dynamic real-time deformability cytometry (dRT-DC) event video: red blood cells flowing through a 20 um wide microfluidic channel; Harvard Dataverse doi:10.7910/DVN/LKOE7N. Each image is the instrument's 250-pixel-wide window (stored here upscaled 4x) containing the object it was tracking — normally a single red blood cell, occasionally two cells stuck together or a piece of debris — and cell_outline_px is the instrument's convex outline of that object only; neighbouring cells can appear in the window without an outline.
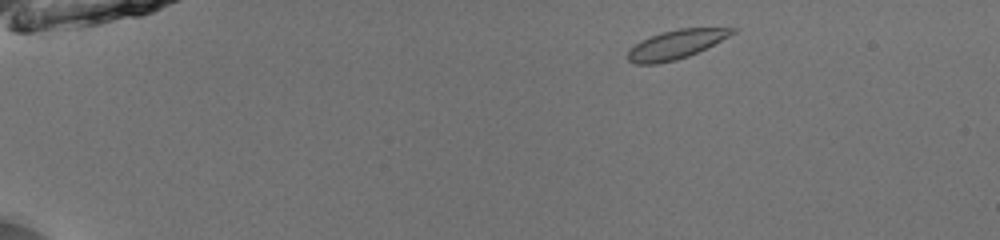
{"species": "common noctule bat (a hibernating species)", "species_latin": "Nyctalus noctula", "temperature_condition": "room temperature", "stored_images_in_passage": 44, "camera_frame_rate_fps": 3000, "um_per_image_px": 0.085, "animal": {"sex": "male", "body_mass_g": 13.0, "forearm_length_mm": 53.1}, "frame": {"image": 1, "passage_image": 1, "time_ms": 0.0, "image_size_px": [1000, 240], "cell_outline_px": [[736, 32], [688, 56], [676, 60], [656, 64], [636, 64], [628, 60], [628, 52], [636, 44], [652, 36], [664, 32], [680, 28], [736, 28]], "centroid_in_image_um": [57.45, 3.79], "position_along_channel_um": 27.6, "area_um2": 16.94}}
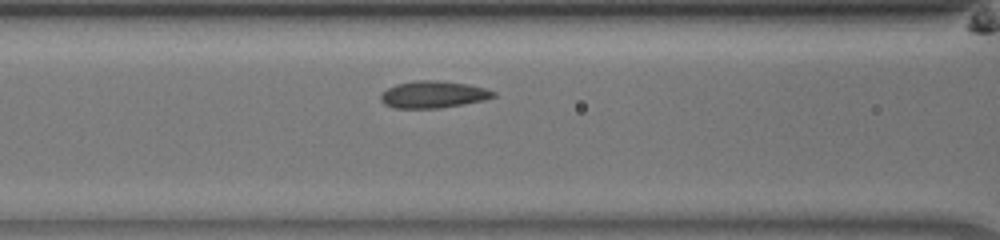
{"frame": {"image": 2, "passage_image": 16, "time_ms": 5.0, "image_size_px": [1000, 240], "cell_outline_px": [[496, 96], [484, 100], [440, 108], [396, 108], [384, 104], [380, 100], [380, 96], [388, 88], [396, 84], [416, 80], [436, 80], [468, 84], [484, 88], [496, 92]], "centroid_in_image_um": [36.82, 8.03], "position_along_channel_um": 129.8, "area_um2": 17.63}}
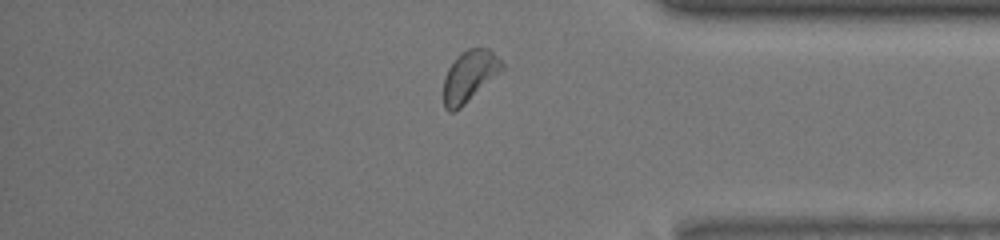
{"frame": {"image": 3, "passage_image": 37, "time_ms": 12.0, "image_size_px": [1000, 240], "cell_outline_px": [[504, 68], [500, 72], [456, 112], [448, 112], [444, 108], [444, 76], [448, 68], [456, 56], [460, 52], [468, 48], [488, 48], [504, 64]], "centroid_in_image_um": [39.87, 6.47], "position_along_channel_um": 395.3, "area_um2": 17.4}, "authors_computed_cell_mechanics": {"area_um2": 17.2533, "velocity_mm_per_s": 3.935, "shape_relaxation_time_tau1_ms": 2.9124, "shape_relaxation_time_tau2_ms": 1.3568, "deformation_change_tau1": 0.0868, "deformation_change_tau2": 0.033}}